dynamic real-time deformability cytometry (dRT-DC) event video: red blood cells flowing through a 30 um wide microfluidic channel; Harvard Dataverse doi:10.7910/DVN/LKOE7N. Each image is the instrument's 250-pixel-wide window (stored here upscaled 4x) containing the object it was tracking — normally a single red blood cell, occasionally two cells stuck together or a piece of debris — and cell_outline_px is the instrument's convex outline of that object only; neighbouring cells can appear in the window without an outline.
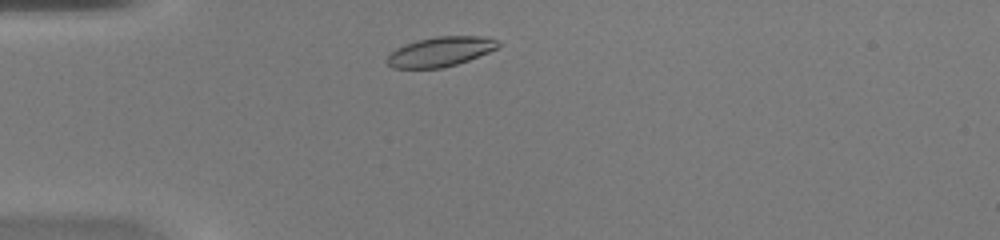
{"species": "common noctule bat (a hibernating species)", "species_latin": "Nyctalus noctula", "temperature_condition": "warm", "stored_images_in_passage": 39, "camera_frame_rate_fps": 3000, "um_per_image_px": 0.085, "animal": {"sex": "female", "body_mass_g": 20.0, "forearm_length_mm": 54.0}, "frame": {"image": 1, "passage_image": 3, "time_ms": 0.667, "image_size_px": [1000, 240], "cell_outline_px": [[500, 44], [496, 48], [488, 52], [468, 60], [444, 68], [392, 68], [384, 60], [396, 48], [404, 44], [416, 40], [436, 36], [480, 36], [496, 40]], "centroid_in_image_um": [37.38, 4.39], "position_along_channel_um": 47.6, "area_um2": 19.13}}
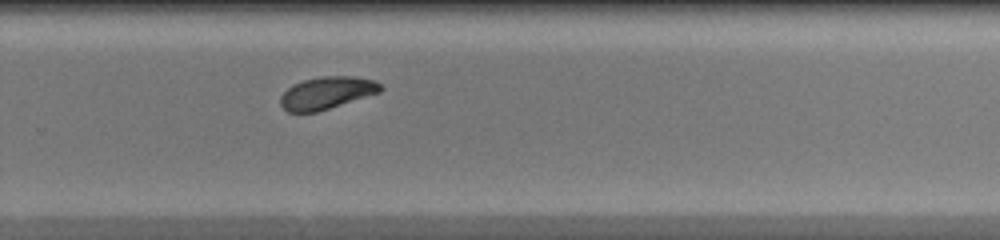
{"frame": {"image": 2, "passage_image": 23, "time_ms": 7.333, "image_size_px": [1000, 240], "cell_outline_px": [[384, 88], [380, 92], [316, 112], [288, 112], [280, 104], [280, 96], [292, 84], [304, 80], [324, 76], [352, 76], [376, 80]], "centroid_in_image_um": [27.78, 7.89], "position_along_channel_um": 302.0, "area_um2": 18.73}}
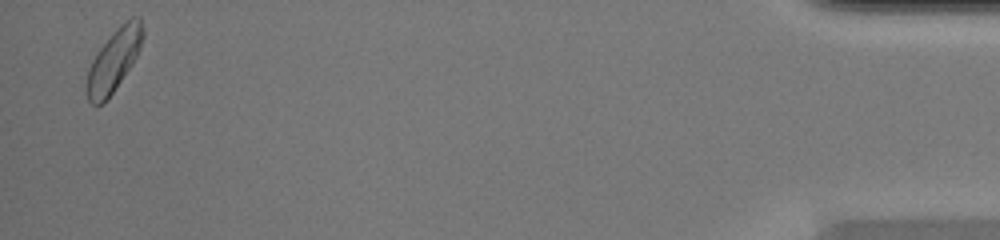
{"frame": {"image": 3, "passage_image": 38, "time_ms": 12.333, "image_size_px": [1000, 240], "cell_outline_px": [[144, 36], [140, 48], [132, 64], [104, 104], [92, 104], [88, 100], [84, 88], [84, 84], [88, 68], [96, 52], [112, 32], [132, 16], [140, 16], [144, 28]], "centroid_in_image_um": [9.65, 5.13], "position_along_channel_um": 425.5, "area_um2": 20.58}, "authors_computed_cell_mechanics": {"area_um2": 19.363, "velocity_mm_per_s": 4.1448, "shape_relaxation_time_tau1_ms": 2.7502, "shape_relaxation_time_tau2_ms": null, "deformation_change_tau1": 0.1127, "deformation_change_tau2": null}}